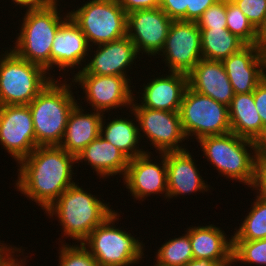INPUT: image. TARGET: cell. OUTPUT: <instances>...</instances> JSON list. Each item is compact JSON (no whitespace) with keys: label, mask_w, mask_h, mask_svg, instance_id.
I'll list each match as a JSON object with an SVG mask.
<instances>
[{"label":"cell","mask_w":266,"mask_h":266,"mask_svg":"<svg viewBox=\"0 0 266 266\" xmlns=\"http://www.w3.org/2000/svg\"><path fill=\"white\" fill-rule=\"evenodd\" d=\"M75 163L76 157L60 146H37L18 163L15 187L46 211L75 183L72 180Z\"/></svg>","instance_id":"cell-1"},{"label":"cell","mask_w":266,"mask_h":266,"mask_svg":"<svg viewBox=\"0 0 266 266\" xmlns=\"http://www.w3.org/2000/svg\"><path fill=\"white\" fill-rule=\"evenodd\" d=\"M52 79L47 86L28 104L32 114L36 145L59 146L63 140L68 117L78 103L67 84Z\"/></svg>","instance_id":"cell-2"},{"label":"cell","mask_w":266,"mask_h":266,"mask_svg":"<svg viewBox=\"0 0 266 266\" xmlns=\"http://www.w3.org/2000/svg\"><path fill=\"white\" fill-rule=\"evenodd\" d=\"M45 212L49 218L57 216L63 236L83 243L115 210L110 209L109 202L104 203L74 183Z\"/></svg>","instance_id":"cell-3"},{"label":"cell","mask_w":266,"mask_h":266,"mask_svg":"<svg viewBox=\"0 0 266 266\" xmlns=\"http://www.w3.org/2000/svg\"><path fill=\"white\" fill-rule=\"evenodd\" d=\"M56 0L47 7L27 8L16 46L11 49L18 57L44 68L51 69V48L60 25L69 13L60 16Z\"/></svg>","instance_id":"cell-4"},{"label":"cell","mask_w":266,"mask_h":266,"mask_svg":"<svg viewBox=\"0 0 266 266\" xmlns=\"http://www.w3.org/2000/svg\"><path fill=\"white\" fill-rule=\"evenodd\" d=\"M197 141L200 143L203 155L216 167L219 174L230 180H238L252 188L258 163L256 141L232 132L205 136ZM248 148L254 152L249 153Z\"/></svg>","instance_id":"cell-5"},{"label":"cell","mask_w":266,"mask_h":266,"mask_svg":"<svg viewBox=\"0 0 266 266\" xmlns=\"http://www.w3.org/2000/svg\"><path fill=\"white\" fill-rule=\"evenodd\" d=\"M0 57V106L28 105L54 79L41 66L18 57L11 48Z\"/></svg>","instance_id":"cell-6"},{"label":"cell","mask_w":266,"mask_h":266,"mask_svg":"<svg viewBox=\"0 0 266 266\" xmlns=\"http://www.w3.org/2000/svg\"><path fill=\"white\" fill-rule=\"evenodd\" d=\"M119 216L113 212L82 243L99 266H130L144 258L142 241L114 225Z\"/></svg>","instance_id":"cell-7"},{"label":"cell","mask_w":266,"mask_h":266,"mask_svg":"<svg viewBox=\"0 0 266 266\" xmlns=\"http://www.w3.org/2000/svg\"><path fill=\"white\" fill-rule=\"evenodd\" d=\"M68 13L90 47L127 36V13L117 0H90Z\"/></svg>","instance_id":"cell-8"},{"label":"cell","mask_w":266,"mask_h":266,"mask_svg":"<svg viewBox=\"0 0 266 266\" xmlns=\"http://www.w3.org/2000/svg\"><path fill=\"white\" fill-rule=\"evenodd\" d=\"M180 119L186 138L196 140L205 136L231 132L228 106L187 87L181 107Z\"/></svg>","instance_id":"cell-9"},{"label":"cell","mask_w":266,"mask_h":266,"mask_svg":"<svg viewBox=\"0 0 266 266\" xmlns=\"http://www.w3.org/2000/svg\"><path fill=\"white\" fill-rule=\"evenodd\" d=\"M136 101L133 100L130 107L131 112L133 111L131 114L138 121L139 132L142 131L147 136L159 154L186 150L178 144L188 140L182 129L179 112L145 108Z\"/></svg>","instance_id":"cell-10"},{"label":"cell","mask_w":266,"mask_h":266,"mask_svg":"<svg viewBox=\"0 0 266 266\" xmlns=\"http://www.w3.org/2000/svg\"><path fill=\"white\" fill-rule=\"evenodd\" d=\"M162 52V53H161ZM160 56L169 72L188 74L202 59L201 36L197 22L173 20Z\"/></svg>","instance_id":"cell-11"},{"label":"cell","mask_w":266,"mask_h":266,"mask_svg":"<svg viewBox=\"0 0 266 266\" xmlns=\"http://www.w3.org/2000/svg\"><path fill=\"white\" fill-rule=\"evenodd\" d=\"M0 144L17 163L37 147L28 105L0 106Z\"/></svg>","instance_id":"cell-12"},{"label":"cell","mask_w":266,"mask_h":266,"mask_svg":"<svg viewBox=\"0 0 266 266\" xmlns=\"http://www.w3.org/2000/svg\"><path fill=\"white\" fill-rule=\"evenodd\" d=\"M72 80L79 83L85 93L86 102L94 111L104 113L117 107H131L135 100L128 77L75 74Z\"/></svg>","instance_id":"cell-13"},{"label":"cell","mask_w":266,"mask_h":266,"mask_svg":"<svg viewBox=\"0 0 266 266\" xmlns=\"http://www.w3.org/2000/svg\"><path fill=\"white\" fill-rule=\"evenodd\" d=\"M172 22L160 7L135 10L127 14V37L138 54L160 55Z\"/></svg>","instance_id":"cell-14"},{"label":"cell","mask_w":266,"mask_h":266,"mask_svg":"<svg viewBox=\"0 0 266 266\" xmlns=\"http://www.w3.org/2000/svg\"><path fill=\"white\" fill-rule=\"evenodd\" d=\"M151 152H146L136 158L129 160L124 175V185L129 189L134 198L143 201L151 194H164L168 199L167 166L165 153H161V162L153 163ZM162 165V166H161ZM149 195V196H148Z\"/></svg>","instance_id":"cell-15"},{"label":"cell","mask_w":266,"mask_h":266,"mask_svg":"<svg viewBox=\"0 0 266 266\" xmlns=\"http://www.w3.org/2000/svg\"><path fill=\"white\" fill-rule=\"evenodd\" d=\"M234 94L251 93L266 76L263 48L245 45L221 61Z\"/></svg>","instance_id":"cell-16"},{"label":"cell","mask_w":266,"mask_h":266,"mask_svg":"<svg viewBox=\"0 0 266 266\" xmlns=\"http://www.w3.org/2000/svg\"><path fill=\"white\" fill-rule=\"evenodd\" d=\"M93 59L75 74L128 77L130 68L138 57L134 43L126 36L116 41L99 44Z\"/></svg>","instance_id":"cell-17"},{"label":"cell","mask_w":266,"mask_h":266,"mask_svg":"<svg viewBox=\"0 0 266 266\" xmlns=\"http://www.w3.org/2000/svg\"><path fill=\"white\" fill-rule=\"evenodd\" d=\"M89 44L82 30L69 16L59 27L51 48V69L57 66L60 71L74 66H82L86 62ZM85 60V61H84Z\"/></svg>","instance_id":"cell-18"},{"label":"cell","mask_w":266,"mask_h":266,"mask_svg":"<svg viewBox=\"0 0 266 266\" xmlns=\"http://www.w3.org/2000/svg\"><path fill=\"white\" fill-rule=\"evenodd\" d=\"M187 77L188 87L195 92L230 105L234 91L221 61L202 58Z\"/></svg>","instance_id":"cell-19"},{"label":"cell","mask_w":266,"mask_h":266,"mask_svg":"<svg viewBox=\"0 0 266 266\" xmlns=\"http://www.w3.org/2000/svg\"><path fill=\"white\" fill-rule=\"evenodd\" d=\"M168 198L209 190L189 151L165 152Z\"/></svg>","instance_id":"cell-20"},{"label":"cell","mask_w":266,"mask_h":266,"mask_svg":"<svg viewBox=\"0 0 266 266\" xmlns=\"http://www.w3.org/2000/svg\"><path fill=\"white\" fill-rule=\"evenodd\" d=\"M140 105L154 110L179 112L185 90L188 87L186 74L170 72L145 84Z\"/></svg>","instance_id":"cell-21"},{"label":"cell","mask_w":266,"mask_h":266,"mask_svg":"<svg viewBox=\"0 0 266 266\" xmlns=\"http://www.w3.org/2000/svg\"><path fill=\"white\" fill-rule=\"evenodd\" d=\"M103 114L100 111L85 114L82 106L76 104L69 114L65 134L59 146L76 157L100 136L102 118L106 120Z\"/></svg>","instance_id":"cell-22"},{"label":"cell","mask_w":266,"mask_h":266,"mask_svg":"<svg viewBox=\"0 0 266 266\" xmlns=\"http://www.w3.org/2000/svg\"><path fill=\"white\" fill-rule=\"evenodd\" d=\"M190 236L194 259L211 262H232L233 240L212 224L192 226L186 231ZM229 241V242H228Z\"/></svg>","instance_id":"cell-23"},{"label":"cell","mask_w":266,"mask_h":266,"mask_svg":"<svg viewBox=\"0 0 266 266\" xmlns=\"http://www.w3.org/2000/svg\"><path fill=\"white\" fill-rule=\"evenodd\" d=\"M88 162L100 177L125 175L129 159L113 144L99 136L86 146L77 156L76 161ZM79 161V162H78Z\"/></svg>","instance_id":"cell-24"},{"label":"cell","mask_w":266,"mask_h":266,"mask_svg":"<svg viewBox=\"0 0 266 266\" xmlns=\"http://www.w3.org/2000/svg\"><path fill=\"white\" fill-rule=\"evenodd\" d=\"M231 132L256 141L264 132V126L255 106L254 94H234L228 106Z\"/></svg>","instance_id":"cell-25"},{"label":"cell","mask_w":266,"mask_h":266,"mask_svg":"<svg viewBox=\"0 0 266 266\" xmlns=\"http://www.w3.org/2000/svg\"><path fill=\"white\" fill-rule=\"evenodd\" d=\"M119 118L110 120L107 125L102 118L100 136L116 146L129 160L146 153L147 150L139 148L140 137L144 136L139 132L138 124L132 119Z\"/></svg>","instance_id":"cell-26"},{"label":"cell","mask_w":266,"mask_h":266,"mask_svg":"<svg viewBox=\"0 0 266 266\" xmlns=\"http://www.w3.org/2000/svg\"><path fill=\"white\" fill-rule=\"evenodd\" d=\"M202 58L222 61L246 44L227 28H199Z\"/></svg>","instance_id":"cell-27"},{"label":"cell","mask_w":266,"mask_h":266,"mask_svg":"<svg viewBox=\"0 0 266 266\" xmlns=\"http://www.w3.org/2000/svg\"><path fill=\"white\" fill-rule=\"evenodd\" d=\"M252 209L242 221L232 240H260L266 238V200L255 198Z\"/></svg>","instance_id":"cell-28"},{"label":"cell","mask_w":266,"mask_h":266,"mask_svg":"<svg viewBox=\"0 0 266 266\" xmlns=\"http://www.w3.org/2000/svg\"><path fill=\"white\" fill-rule=\"evenodd\" d=\"M156 253L157 260L154 266H185L194 259L187 232L183 236L166 241Z\"/></svg>","instance_id":"cell-29"},{"label":"cell","mask_w":266,"mask_h":266,"mask_svg":"<svg viewBox=\"0 0 266 266\" xmlns=\"http://www.w3.org/2000/svg\"><path fill=\"white\" fill-rule=\"evenodd\" d=\"M226 23L227 29L246 45H257V29L231 0H226Z\"/></svg>","instance_id":"cell-30"},{"label":"cell","mask_w":266,"mask_h":266,"mask_svg":"<svg viewBox=\"0 0 266 266\" xmlns=\"http://www.w3.org/2000/svg\"><path fill=\"white\" fill-rule=\"evenodd\" d=\"M232 262L266 266V238L260 240H233Z\"/></svg>","instance_id":"cell-31"},{"label":"cell","mask_w":266,"mask_h":266,"mask_svg":"<svg viewBox=\"0 0 266 266\" xmlns=\"http://www.w3.org/2000/svg\"><path fill=\"white\" fill-rule=\"evenodd\" d=\"M59 249L58 266H99L98 262L90 254V251L82 244L69 245L61 242Z\"/></svg>","instance_id":"cell-32"},{"label":"cell","mask_w":266,"mask_h":266,"mask_svg":"<svg viewBox=\"0 0 266 266\" xmlns=\"http://www.w3.org/2000/svg\"><path fill=\"white\" fill-rule=\"evenodd\" d=\"M196 22L198 28H227L226 0L211 5Z\"/></svg>","instance_id":"cell-33"},{"label":"cell","mask_w":266,"mask_h":266,"mask_svg":"<svg viewBox=\"0 0 266 266\" xmlns=\"http://www.w3.org/2000/svg\"><path fill=\"white\" fill-rule=\"evenodd\" d=\"M257 29L266 15V0H231Z\"/></svg>","instance_id":"cell-34"},{"label":"cell","mask_w":266,"mask_h":266,"mask_svg":"<svg viewBox=\"0 0 266 266\" xmlns=\"http://www.w3.org/2000/svg\"><path fill=\"white\" fill-rule=\"evenodd\" d=\"M188 0H160L159 7L172 20L186 21V8Z\"/></svg>","instance_id":"cell-35"},{"label":"cell","mask_w":266,"mask_h":266,"mask_svg":"<svg viewBox=\"0 0 266 266\" xmlns=\"http://www.w3.org/2000/svg\"><path fill=\"white\" fill-rule=\"evenodd\" d=\"M219 0H188L186 21L196 22L207 8Z\"/></svg>","instance_id":"cell-36"},{"label":"cell","mask_w":266,"mask_h":266,"mask_svg":"<svg viewBox=\"0 0 266 266\" xmlns=\"http://www.w3.org/2000/svg\"><path fill=\"white\" fill-rule=\"evenodd\" d=\"M253 94L258 114L261 117L264 128H266V76L257 85Z\"/></svg>","instance_id":"cell-37"},{"label":"cell","mask_w":266,"mask_h":266,"mask_svg":"<svg viewBox=\"0 0 266 266\" xmlns=\"http://www.w3.org/2000/svg\"><path fill=\"white\" fill-rule=\"evenodd\" d=\"M128 14L135 10L159 8L160 0H117Z\"/></svg>","instance_id":"cell-38"},{"label":"cell","mask_w":266,"mask_h":266,"mask_svg":"<svg viewBox=\"0 0 266 266\" xmlns=\"http://www.w3.org/2000/svg\"><path fill=\"white\" fill-rule=\"evenodd\" d=\"M252 188L257 190L256 195L266 200V161H258Z\"/></svg>","instance_id":"cell-39"},{"label":"cell","mask_w":266,"mask_h":266,"mask_svg":"<svg viewBox=\"0 0 266 266\" xmlns=\"http://www.w3.org/2000/svg\"><path fill=\"white\" fill-rule=\"evenodd\" d=\"M13 3L20 5L23 9L25 8H35V7H47L50 6L56 0H12Z\"/></svg>","instance_id":"cell-40"},{"label":"cell","mask_w":266,"mask_h":266,"mask_svg":"<svg viewBox=\"0 0 266 266\" xmlns=\"http://www.w3.org/2000/svg\"><path fill=\"white\" fill-rule=\"evenodd\" d=\"M16 251L17 253L19 252V254L22 252L20 248L14 246V249L3 260L0 261V266H25L26 259L23 258L22 260H18V258L13 257V254Z\"/></svg>","instance_id":"cell-41"},{"label":"cell","mask_w":266,"mask_h":266,"mask_svg":"<svg viewBox=\"0 0 266 266\" xmlns=\"http://www.w3.org/2000/svg\"><path fill=\"white\" fill-rule=\"evenodd\" d=\"M256 153L258 161H266V128L263 134L256 140Z\"/></svg>","instance_id":"cell-42"},{"label":"cell","mask_w":266,"mask_h":266,"mask_svg":"<svg viewBox=\"0 0 266 266\" xmlns=\"http://www.w3.org/2000/svg\"><path fill=\"white\" fill-rule=\"evenodd\" d=\"M233 262H211L208 260H190L185 266H231Z\"/></svg>","instance_id":"cell-43"},{"label":"cell","mask_w":266,"mask_h":266,"mask_svg":"<svg viewBox=\"0 0 266 266\" xmlns=\"http://www.w3.org/2000/svg\"><path fill=\"white\" fill-rule=\"evenodd\" d=\"M257 45L261 48L266 45V15L263 22L257 28Z\"/></svg>","instance_id":"cell-44"},{"label":"cell","mask_w":266,"mask_h":266,"mask_svg":"<svg viewBox=\"0 0 266 266\" xmlns=\"http://www.w3.org/2000/svg\"><path fill=\"white\" fill-rule=\"evenodd\" d=\"M13 246L4 245L0 242V261L3 260L13 249Z\"/></svg>","instance_id":"cell-45"},{"label":"cell","mask_w":266,"mask_h":266,"mask_svg":"<svg viewBox=\"0 0 266 266\" xmlns=\"http://www.w3.org/2000/svg\"><path fill=\"white\" fill-rule=\"evenodd\" d=\"M263 53H264V57H265V66H266V45L263 47Z\"/></svg>","instance_id":"cell-46"}]
</instances>
